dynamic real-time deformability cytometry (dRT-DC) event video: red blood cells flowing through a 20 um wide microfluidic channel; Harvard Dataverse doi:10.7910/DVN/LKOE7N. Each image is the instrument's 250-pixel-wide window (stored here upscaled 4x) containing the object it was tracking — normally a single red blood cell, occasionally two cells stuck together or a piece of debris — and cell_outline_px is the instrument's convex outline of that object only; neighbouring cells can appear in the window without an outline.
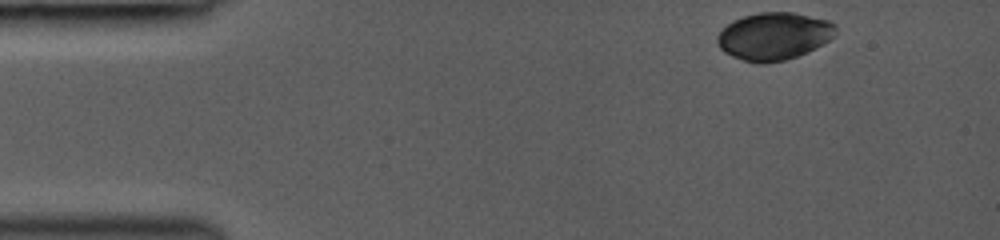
{"species": "common noctule bat (a hibernating species)", "species_latin": "Nyctalus noctula", "temperature_condition": "room temperature", "stored_images_in_passage": 39, "camera_frame_rate_fps": 3000, "um_per_image_px": 0.085, "animal": {"sex": "female", "body_mass_g": 19.0, "forearm_length_mm": 53.3}, "frame": {"image": 1, "passage_image": 1, "time_ms": 0.0, "image_size_px": [1000, 240], "cell_outline_px": [[836, 28], [832, 36], [828, 40], [796, 56], [784, 60], [764, 64], [760, 64], [744, 60], [732, 56], [724, 52], [720, 48], [716, 40], [716, 36], [732, 20], [744, 16], [760, 12], [792, 12], [828, 20], [836, 24]], "centroid_in_image_um": [65.74, 3.07], "position_along_channel_um": 19.3, "area_um2": 32.37}}
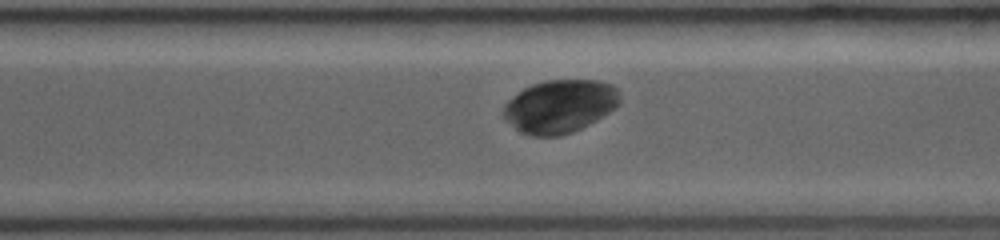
{"frame": {"image": 2, "passage_image": 29, "time_ms": 9.333, "image_size_px": [1000, 240], "cell_outline_px": [[620, 104], [616, 108], [596, 120], [572, 132], [560, 136], [532, 136], [520, 132], [504, 116], [504, 104], [512, 96], [524, 88], [532, 84], [544, 80], [600, 80], [612, 84], [620, 92]], "centroid_in_image_um": [47.62, 9.02], "position_along_channel_um": 323.0, "area_um2": 36.07}}